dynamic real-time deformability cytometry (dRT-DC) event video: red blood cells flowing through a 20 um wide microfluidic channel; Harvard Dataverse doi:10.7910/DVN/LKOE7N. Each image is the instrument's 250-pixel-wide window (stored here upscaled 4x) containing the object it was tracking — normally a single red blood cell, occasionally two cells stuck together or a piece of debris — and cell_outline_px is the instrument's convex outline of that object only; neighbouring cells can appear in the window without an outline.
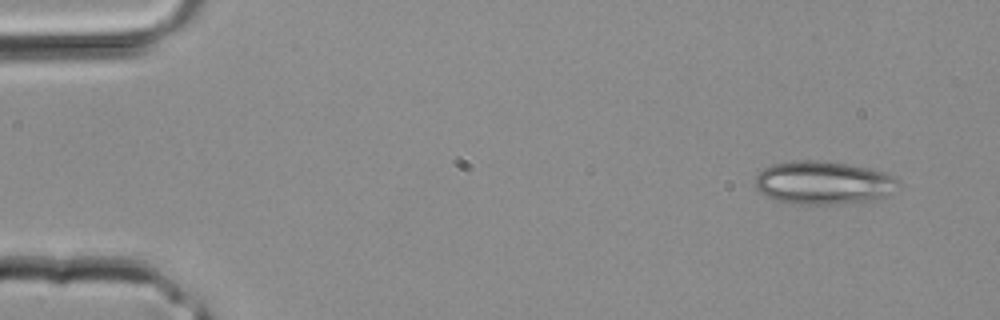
{"species": "common noctule bat (a hibernating species)", "species_latin": "Nyctalus noctula", "temperature_condition": "room temperature", "stored_images_in_passage": 3, "camera_frame_rate_fps": 3000, "um_per_image_px": 0.085, "animal": {"sex": "male", "body_mass_g": 20.4}, "frame": {"image": 1, "passage_image": 1, "time_ms": 0.0, "image_size_px": [1000, 320], "cell_outline_px": [[900, 180], [884, 196], [872, 200], [828, 204], [792, 204], [772, 200], [760, 192], [756, 188], [756, 176], [764, 168], [772, 164], [796, 160], [820, 160], [848, 164], [884, 172]], "centroid_in_image_um": [69.89, 15.53], "position_along_channel_um": 15.1, "area_um2": 35.66}}